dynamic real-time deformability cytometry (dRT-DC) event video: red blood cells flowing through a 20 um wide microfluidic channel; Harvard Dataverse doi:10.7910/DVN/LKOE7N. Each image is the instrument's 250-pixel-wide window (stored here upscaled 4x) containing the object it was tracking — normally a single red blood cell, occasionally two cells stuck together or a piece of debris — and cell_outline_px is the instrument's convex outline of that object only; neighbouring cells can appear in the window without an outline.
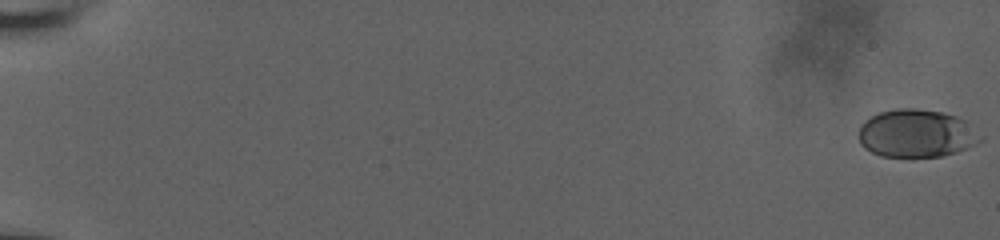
{"species": "human", "species_latin": "Homo sapiens", "temperature_condition": "room temperature", "stored_images_in_passage": 56, "camera_frame_rate_fps": 3000, "um_per_image_px": 0.085, "donor": {"sex": "male"}, "frame": {"image": 1, "passage_image": 1, "time_ms": 0.0, "image_size_px": [1000, 240], "cell_outline_px": [[984, 136], [980, 140], [956, 152], [940, 156], [880, 156], [864, 148], [860, 144], [860, 128], [864, 120], [880, 112], [896, 108], [916, 108], [944, 112], [956, 116], [964, 120]], "centroid_in_image_um": [77.89, 11.32], "position_along_channel_um": 7.1, "area_um2": 33.76}}
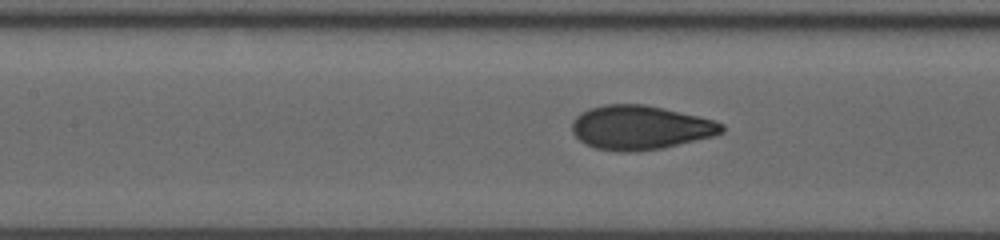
{"frame": {"image": 2, "passage_image": 30, "time_ms": 9.667, "image_size_px": [1000, 240], "cell_outline_px": [[724, 132], [716, 136], [660, 148], [632, 152], [620, 152], [596, 148], [584, 144], [572, 132], [572, 120], [580, 112], [604, 104], [644, 104], [664, 108], [712, 120], [724, 124]], "centroid_in_image_um": [54.41, 10.84], "position_along_channel_um": 153.0, "area_um2": 38.44}}
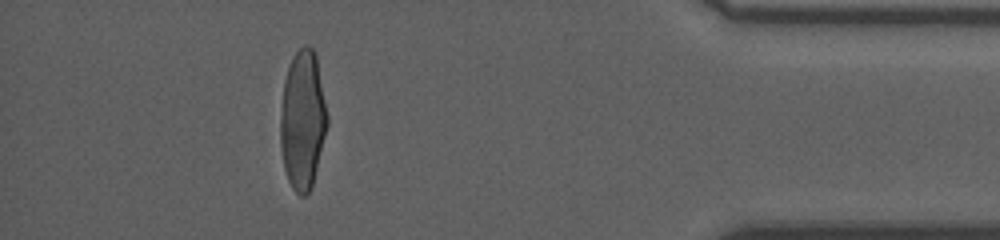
{"frame": {"image": 3, "passage_image": 53, "time_ms": 17.333, "image_size_px": [1000, 240], "cell_outline_px": [[328, 124], [312, 188], [304, 196], [300, 196], [292, 188], [288, 180], [284, 168], [280, 144], [280, 112], [284, 80], [288, 64], [292, 56], [304, 44], [308, 44], [316, 52], [328, 116]], "centroid_in_image_um": [25.72, 10.17], "position_along_channel_um": 409.5, "area_um2": 38.49}}